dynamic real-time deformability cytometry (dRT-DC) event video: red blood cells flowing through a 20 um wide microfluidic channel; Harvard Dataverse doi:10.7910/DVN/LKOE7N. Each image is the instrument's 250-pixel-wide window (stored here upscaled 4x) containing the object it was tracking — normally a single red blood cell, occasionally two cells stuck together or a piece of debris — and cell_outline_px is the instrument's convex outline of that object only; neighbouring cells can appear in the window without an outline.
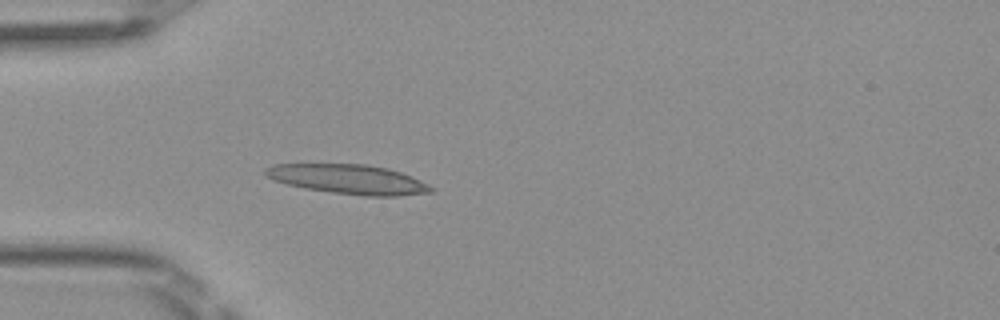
{"species": "Egyptian fruit bat (a non-hibernating species)", "species_latin": "Rousettus aegyptiacus", "temperature_condition": "room temperature", "stored_images_in_passage": 5, "camera_frame_rate_fps": 3000, "um_per_image_px": 0.085, "frame": {"image": 1, "passage_image": 5, "time_ms": 1.333, "image_size_px": [1000, 320], "cell_outline_px": [[436, 188], [432, 192], [396, 196], [364, 196], [332, 192], [304, 188], [272, 180], [264, 172], [264, 168], [272, 164], [364, 164], [388, 168], [400, 172], [420, 180]], "centroid_in_image_um": [29.61, 15.23], "position_along_channel_um": 55.4, "area_um2": 28.44}}